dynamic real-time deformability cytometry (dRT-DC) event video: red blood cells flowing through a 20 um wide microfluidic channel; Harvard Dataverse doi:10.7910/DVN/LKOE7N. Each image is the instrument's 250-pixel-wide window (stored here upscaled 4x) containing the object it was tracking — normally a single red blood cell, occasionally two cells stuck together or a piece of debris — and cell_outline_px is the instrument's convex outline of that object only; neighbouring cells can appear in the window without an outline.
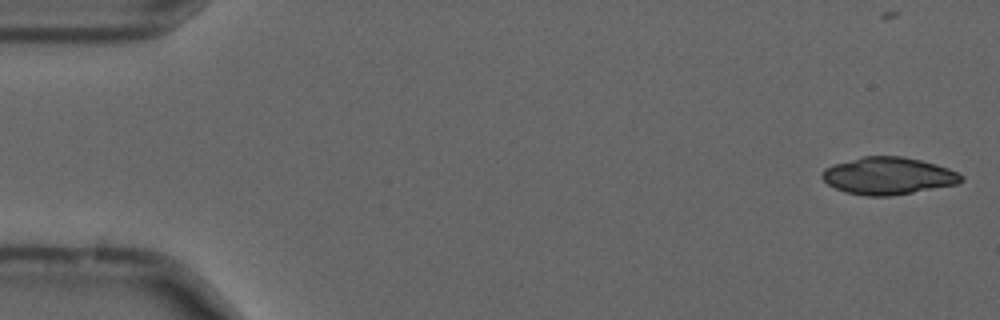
{"species": "common noctule bat (a hibernating species)", "species_latin": "Nyctalus noctula", "temperature_condition": "cold", "stored_images_in_passage": 54, "camera_frame_rate_fps": 3000, "um_per_image_px": 0.085, "animal": {"sex": "male", "forearm_length_mm": 52.5}, "frame": {"image": 1, "passage_image": 1, "time_ms": 0.0, "image_size_px": [1000, 320], "cell_outline_px": [[964, 180], [956, 184], [892, 196], [868, 196], [844, 192], [828, 184], [820, 176], [820, 172], [824, 168], [832, 164], [864, 156], [900, 156], [920, 160], [936, 164], [960, 172], [964, 176]], "centroid_in_image_um": [75.48, 14.94], "position_along_channel_um": 9.5, "area_um2": 30.35}}